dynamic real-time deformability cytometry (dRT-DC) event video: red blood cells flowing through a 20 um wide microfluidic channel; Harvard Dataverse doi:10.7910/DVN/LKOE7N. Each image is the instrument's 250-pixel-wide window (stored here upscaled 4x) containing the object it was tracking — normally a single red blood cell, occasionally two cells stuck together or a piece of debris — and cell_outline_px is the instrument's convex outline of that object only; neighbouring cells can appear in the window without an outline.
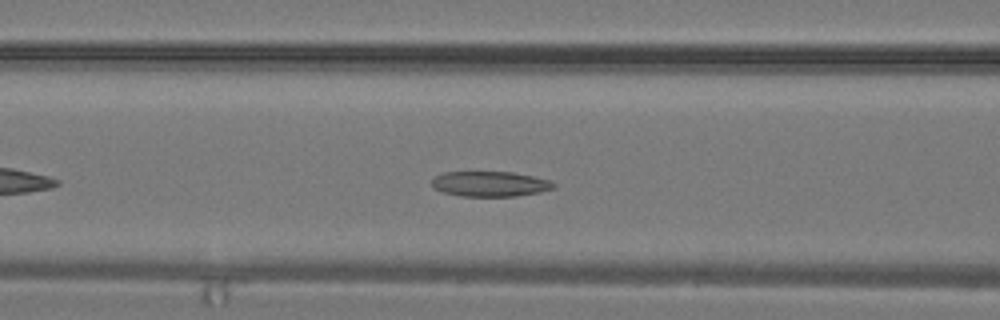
{"species": "common noctule bat (a hibernating species)", "species_latin": "Nyctalus noctula", "temperature_condition": "warm", "stored_images_in_passage": 23, "camera_frame_rate_fps": 3000, "um_per_image_px": 0.085, "animal": {"sex": "male", "body_mass_g": 19.2, "forearm_length_mm": 51.8}, "frame": {"image": 1, "passage_image": 6, "time_ms": 1.667, "image_size_px": [1000, 320], "cell_outline_px": [[556, 188], [540, 192], [516, 196], [460, 196], [444, 192], [432, 188], [432, 180], [436, 176], [444, 172], [512, 172], [552, 180], [556, 184]], "centroid_in_image_um": [41.69, 15.63], "position_along_channel_um": 124.9, "area_um2": 17.98}}
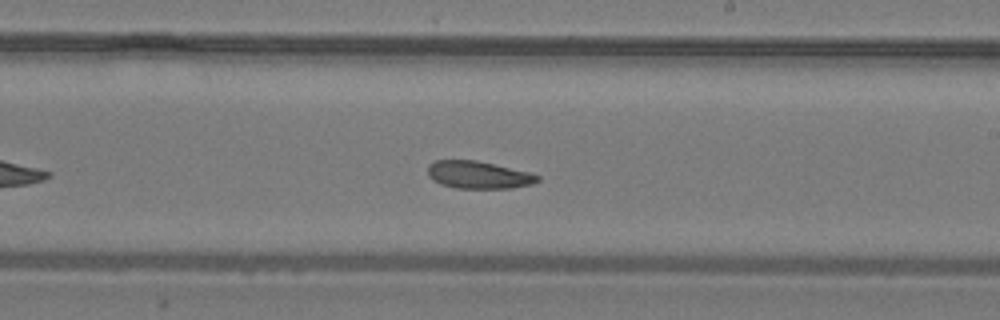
{"frame": {"image": 2, "passage_image": 12, "time_ms": 3.667, "image_size_px": [1000, 320], "cell_outline_px": [[540, 180], [532, 184], [512, 188], [456, 188], [440, 184], [432, 180], [428, 176], [428, 164], [436, 160], [476, 160], [528, 172], [540, 176]], "centroid_in_image_um": [40.64, 14.87], "position_along_channel_um": 248.4, "area_um2": 17.57}}
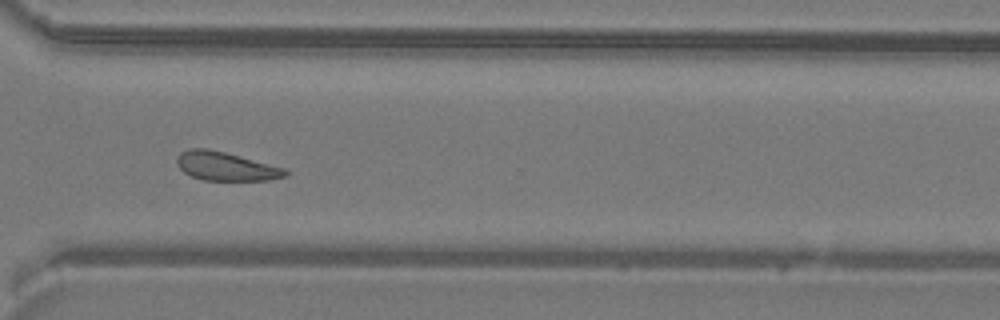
{"frame": {"image": 3, "passage_image": 17, "time_ms": 5.333, "image_size_px": [1000, 320], "cell_outline_px": [[288, 176], [268, 180], [204, 180], [192, 176], [184, 172], [176, 164], [176, 156], [180, 152], [188, 148], [208, 148], [224, 152], [284, 168], [288, 172]], "centroid_in_image_um": [19.15, 14.13], "position_along_channel_um": 351.5, "area_um2": 18.03}}